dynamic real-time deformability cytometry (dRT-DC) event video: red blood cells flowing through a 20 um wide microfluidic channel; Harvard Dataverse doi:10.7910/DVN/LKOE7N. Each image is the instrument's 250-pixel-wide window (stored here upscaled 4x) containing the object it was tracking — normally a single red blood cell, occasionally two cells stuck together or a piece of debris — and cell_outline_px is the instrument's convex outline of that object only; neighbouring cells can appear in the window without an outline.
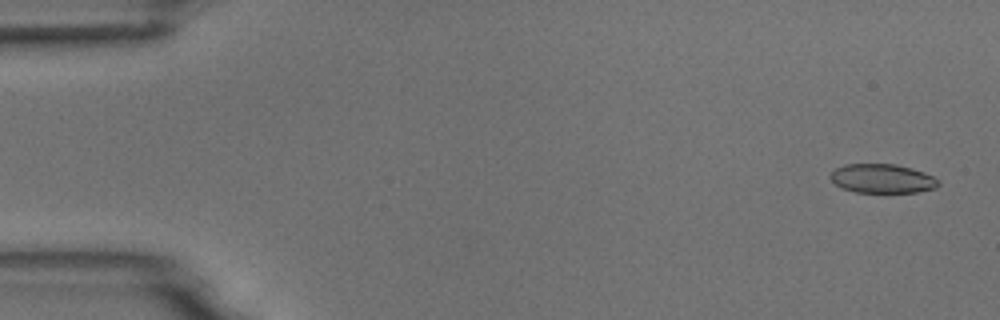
{"species": "common noctule bat (a hibernating species)", "species_latin": "Nyctalus noctula", "temperature_condition": "room temperature", "stored_images_in_passage": 55, "camera_frame_rate_fps": 3000, "um_per_image_px": 0.085, "animal": {"sex": "male", "body_mass_g": 18.8}, "frame": {"image": 1, "passage_image": 3, "time_ms": 0.667, "image_size_px": [1000, 320], "cell_outline_px": [[940, 184], [936, 188], [916, 192], [856, 192], [840, 188], [828, 176], [836, 168], [844, 164], [896, 164], [912, 168], [924, 172], [940, 180]], "centroid_in_image_um": [75.0, 15.17], "position_along_channel_um": 10.0, "area_um2": 18.38}}
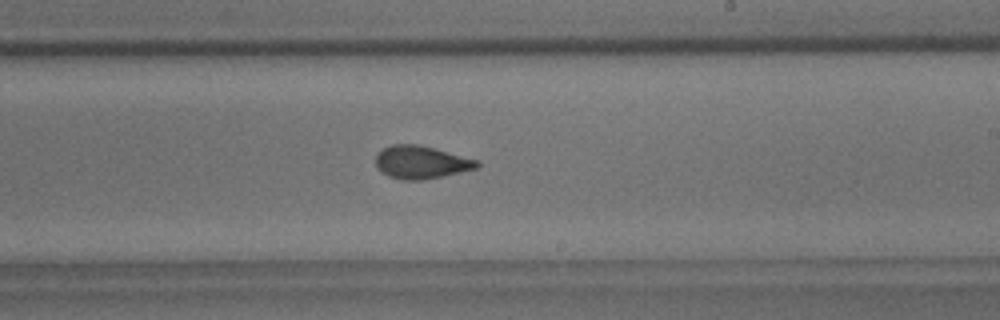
{"frame": {"image": 2, "passage_image": 33, "time_ms": 10.667, "image_size_px": [1000, 320], "cell_outline_px": [[480, 164], [476, 168], [460, 172], [424, 180], [404, 180], [388, 176], [376, 168], [376, 152], [392, 144], [416, 144], [480, 160]], "centroid_in_image_um": [35.77, 13.79], "position_along_channel_um": 253.2, "area_um2": 19.36}}
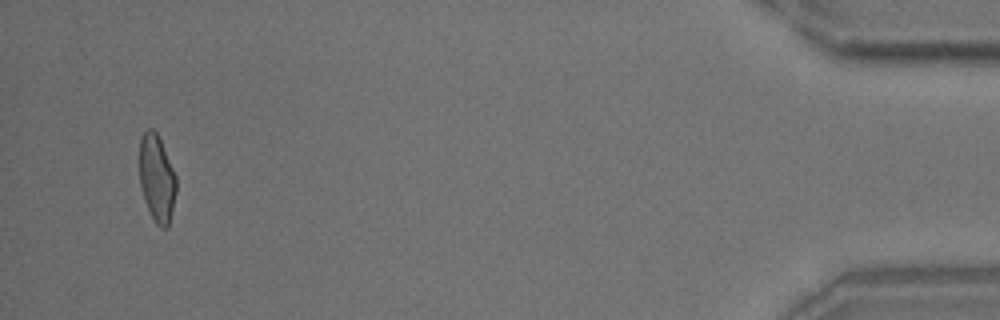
{"frame": {"image": 3, "passage_image": 53, "time_ms": 17.333, "image_size_px": [1000, 320], "cell_outline_px": [[176, 192], [168, 228], [160, 228], [156, 224], [144, 200], [140, 184], [140, 136], [148, 128], [152, 128], [156, 132], [160, 140], [176, 176]], "centroid_in_image_um": [13.33, 15.17], "position_along_channel_um": 421.9, "area_um2": 18.5}, "authors_computed_cell_mechanics": {"area_um2": 19.2474, "velocity_mm_per_s": 3.7229, "shape_relaxation_time_tau1_ms": 6.3996, "shape_relaxation_time_tau2_ms": 1.4506, "deformation_change_tau1": 0.1583, "deformation_change_tau2": 0.0739}}